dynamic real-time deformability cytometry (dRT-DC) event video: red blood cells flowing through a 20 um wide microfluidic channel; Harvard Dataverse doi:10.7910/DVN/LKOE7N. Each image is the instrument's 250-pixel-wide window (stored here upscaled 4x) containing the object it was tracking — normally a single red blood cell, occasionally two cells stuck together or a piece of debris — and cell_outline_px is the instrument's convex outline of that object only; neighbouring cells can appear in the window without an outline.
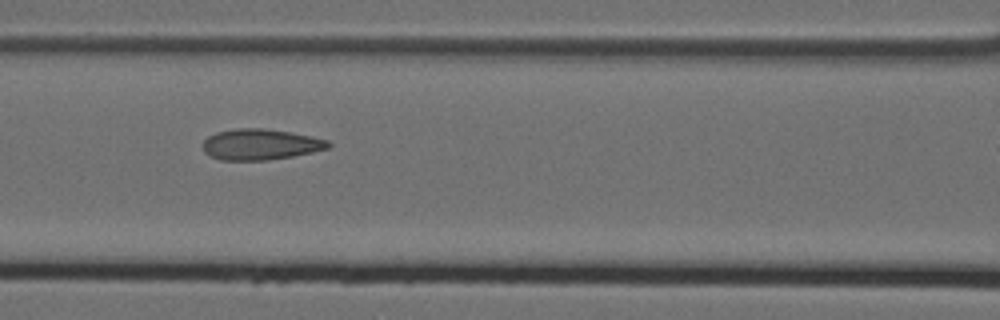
{"species": "Egyptian fruit bat (a non-hibernating species)", "species_latin": "Rousettus aegyptiacus", "temperature_condition": "cold", "stored_images_in_passage": 14, "camera_frame_rate_fps": 3000, "um_per_image_px": 0.085, "animal": {"sex": "female"}, "frame": {"image": 1, "passage_image": 5, "time_ms": 1.333, "image_size_px": [1000, 320], "cell_outline_px": [[332, 144], [328, 148], [312, 152], [292, 156], [268, 160], [220, 160], [204, 152], [204, 140], [208, 136], [216, 132], [236, 128], [264, 128], [312, 136], [328, 140]], "centroid_in_image_um": [22.14, 12.27], "position_along_channel_um": 144.5, "area_um2": 22.48}}
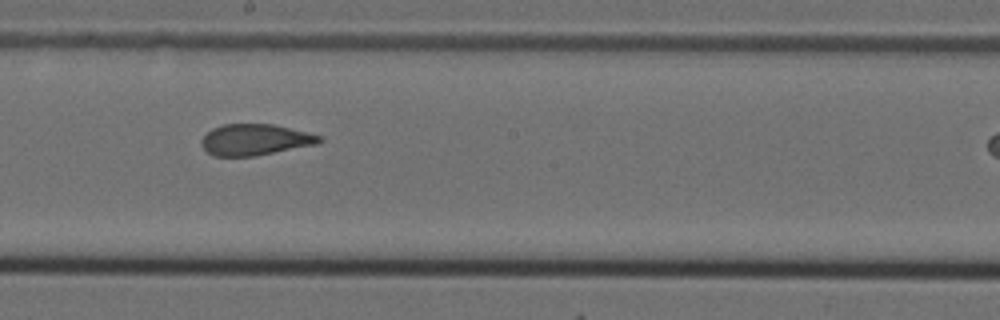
{"frame": {"image": 2, "passage_image": 7, "time_ms": 2.0, "image_size_px": [1000, 320], "cell_outline_px": [[324, 140], [320, 144], [256, 156], [212, 156], [200, 144], [200, 140], [212, 128], [224, 124], [272, 124], [320, 136]], "centroid_in_image_um": [21.68, 11.89], "position_along_channel_um": 226.5, "area_um2": 21.44}}
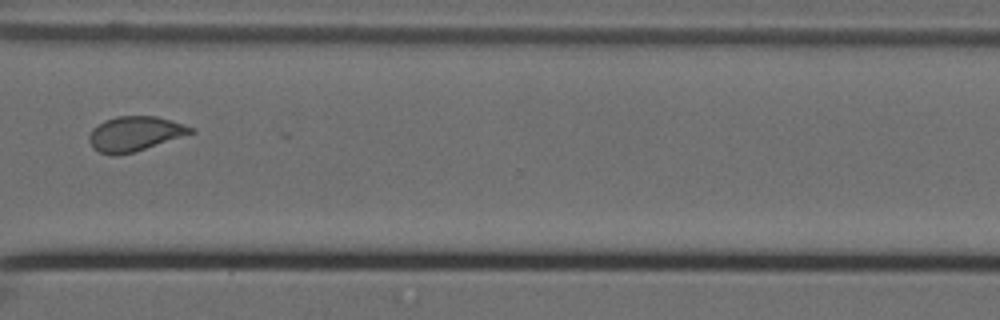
{"frame": {"image": 3, "passage_image": 11, "time_ms": 3.333, "image_size_px": [1000, 320], "cell_outline_px": [[196, 132], [132, 152], [112, 156], [100, 152], [92, 148], [88, 140], [88, 136], [92, 128], [96, 124], [104, 120], [116, 116], [156, 116], [172, 120], [196, 128]], "centroid_in_image_um": [11.44, 11.35], "position_along_channel_um": 359.2, "area_um2": 20.69}}